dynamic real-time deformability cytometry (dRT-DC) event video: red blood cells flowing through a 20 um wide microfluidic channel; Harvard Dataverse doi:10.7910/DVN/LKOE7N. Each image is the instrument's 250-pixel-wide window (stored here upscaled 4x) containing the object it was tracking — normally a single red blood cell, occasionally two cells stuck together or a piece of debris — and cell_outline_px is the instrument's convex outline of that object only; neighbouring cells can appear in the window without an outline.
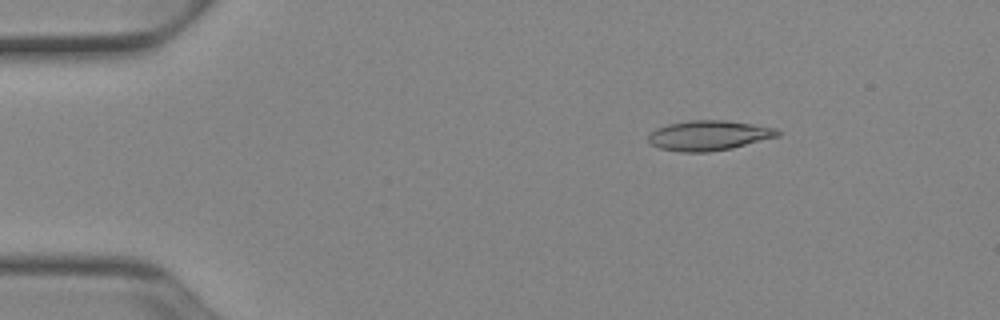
{"species": "Egyptian fruit bat (a non-hibernating species)", "species_latin": "Rousettus aegyptiacus", "temperature_condition": "cold", "stored_images_in_passage": 52, "camera_frame_rate_fps": 3000, "um_per_image_px": 0.085, "animal": {"sex": "female"}, "frame": {"image": 1, "passage_image": 8, "time_ms": 2.333, "image_size_px": [1000, 320], "cell_outline_px": [[780, 136], [732, 148], [708, 152], [680, 152], [660, 148], [652, 144], [648, 140], [648, 136], [656, 128], [668, 124], [688, 120], [724, 120], [752, 124], [776, 128], [780, 132]], "centroid_in_image_um": [60.26, 11.51], "position_along_channel_um": 24.7, "area_um2": 22.54}}
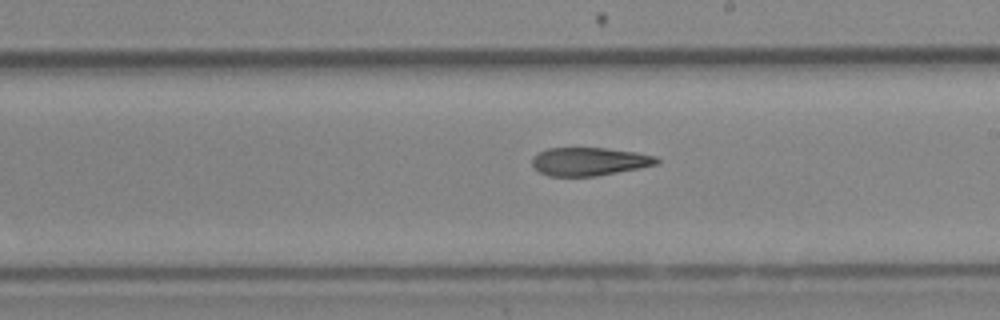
{"frame": {"image": 2, "passage_image": 30, "time_ms": 9.667, "image_size_px": [1000, 320], "cell_outline_px": [[660, 164], [640, 168], [596, 176], [548, 176], [532, 168], [532, 156], [548, 148], [604, 148], [636, 152], [656, 156], [660, 160]], "centroid_in_image_um": [50.09, 13.73], "position_along_channel_um": 238.9, "area_um2": 20.63}}
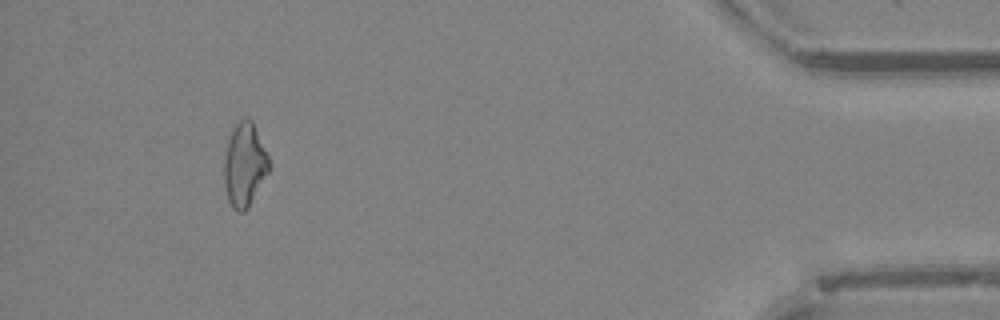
{"frame": {"image": 3, "passage_image": 48, "time_ms": 15.667, "image_size_px": [1000, 320], "cell_outline_px": [[268, 172], [248, 208], [244, 212], [236, 212], [232, 208], [228, 200], [224, 184], [224, 160], [228, 140], [236, 124], [240, 120], [252, 120], [268, 156]], "centroid_in_image_um": [20.76, 14.06], "position_along_channel_um": 414.4, "area_um2": 21.44}, "authors_computed_cell_mechanics": {"area_um2": 21.9351, "velocity_mm_per_s": 3.9417, "shape_relaxation_time_tau1_ms": 11.125, "shape_relaxation_time_tau2_ms": 8.9344, "deformation_change_tau1": 0.2529, "deformation_change_tau2": 0.2317}}